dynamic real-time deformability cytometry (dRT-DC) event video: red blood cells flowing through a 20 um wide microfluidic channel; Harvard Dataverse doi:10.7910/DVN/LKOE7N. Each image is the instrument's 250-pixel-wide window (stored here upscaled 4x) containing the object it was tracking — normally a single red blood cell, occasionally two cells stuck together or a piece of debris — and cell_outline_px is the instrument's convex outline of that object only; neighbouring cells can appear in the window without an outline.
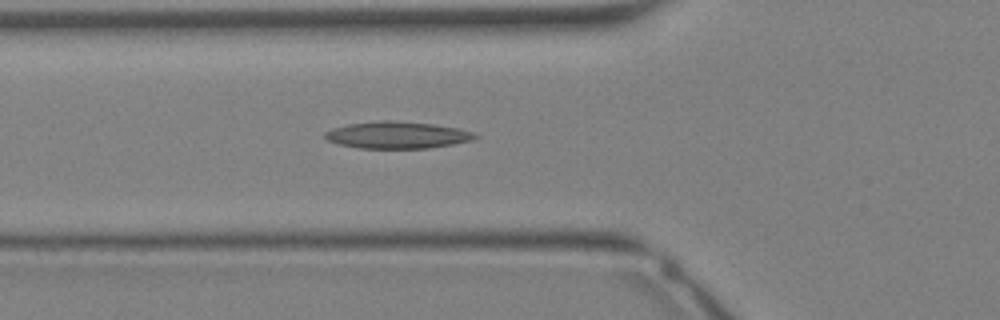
{"species": "Egyptian fruit bat (a non-hibernating species)", "species_latin": "Rousettus aegyptiacus", "temperature_condition": "warm", "stored_images_in_passage": 35, "camera_frame_rate_fps": 3000, "um_per_image_px": 0.085, "animal": {"sex": "female"}, "frame": {"image": 1, "passage_image": 13, "time_ms": 4.0, "image_size_px": [1000, 320], "cell_outline_px": [[480, 136], [472, 140], [452, 144], [428, 148], [360, 148], [340, 144], [328, 140], [324, 136], [324, 132], [332, 128], [348, 124], [380, 120], [392, 120], [432, 124], [460, 128], [472, 132]], "centroid_in_image_um": [33.77, 11.47], "position_along_channel_um": 92.0, "area_um2": 23.47}}
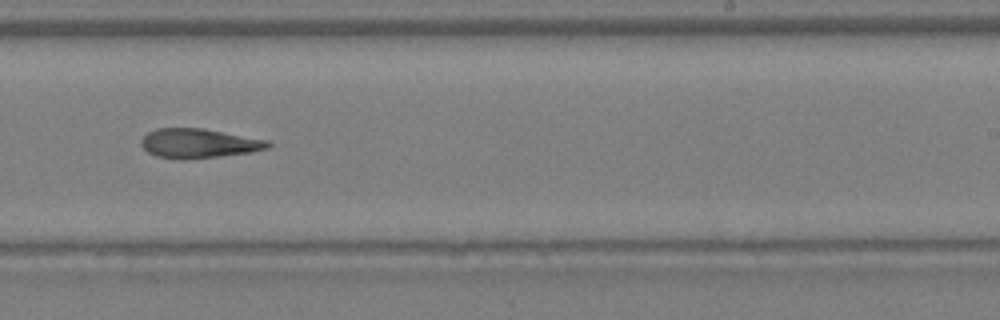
{"frame": {"image": 2, "passage_image": 22, "time_ms": 7.0, "image_size_px": [1000, 320], "cell_outline_px": [[272, 144], [268, 148], [248, 152], [216, 156], [180, 160], [156, 156], [148, 152], [140, 144], [140, 140], [148, 132], [156, 128], [204, 128], [268, 140]], "centroid_in_image_um": [16.86, 12.17], "position_along_channel_um": 272.1, "area_um2": 21.62}}
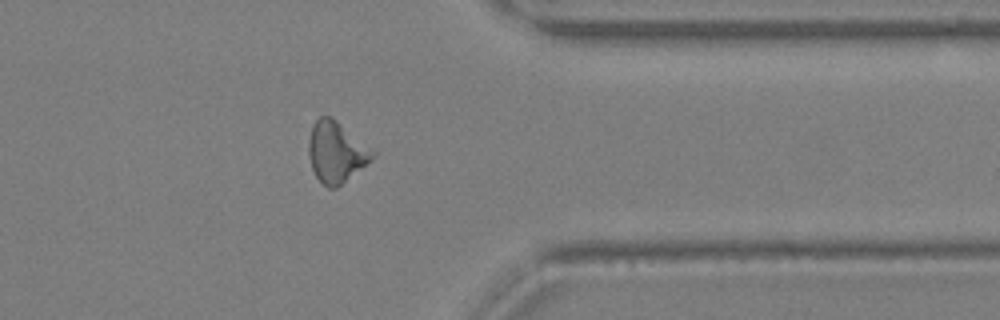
{"frame": {"image": 3, "passage_image": 28, "time_ms": 9.0, "image_size_px": [1000, 320], "cell_outline_px": [[376, 156], [372, 160], [336, 188], [328, 188], [316, 176], [312, 168], [308, 152], [308, 140], [312, 124], [320, 116], [332, 116], [376, 152]], "centroid_in_image_um": [28.57, 12.9], "position_along_channel_um": 382.8, "area_um2": 22.66}}